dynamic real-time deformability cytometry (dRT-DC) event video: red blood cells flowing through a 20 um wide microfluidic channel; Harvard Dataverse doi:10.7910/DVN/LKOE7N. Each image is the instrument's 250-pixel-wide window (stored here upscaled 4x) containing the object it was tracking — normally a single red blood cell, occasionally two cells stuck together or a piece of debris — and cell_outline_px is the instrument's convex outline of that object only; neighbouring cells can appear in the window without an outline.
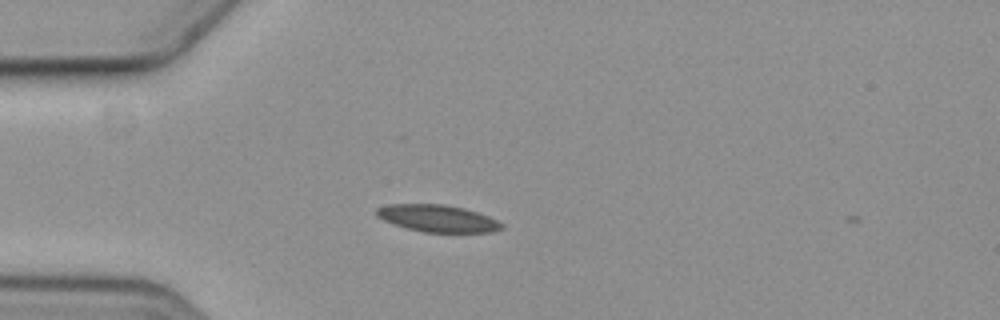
{"species": "common noctule bat (a hibernating species)", "species_latin": "Nyctalus noctula", "temperature_condition": "cold", "stored_images_in_passage": 2, "camera_frame_rate_fps": 3000, "um_per_image_px": 0.085, "animal": {"sex": "female", "body_mass_g": 19.3, "forearm_length_mm": 54.1}, "frame": {"image": 1, "passage_image": 1, "time_ms": 0.0, "image_size_px": [1000, 320], "cell_outline_px": [[504, 228], [492, 232], [424, 232], [408, 228], [384, 220], [376, 216], [376, 208], [388, 204], [444, 204], [464, 208], [488, 216], [504, 224]], "centroid_in_image_um": [37.21, 18.56], "position_along_channel_um": 47.8, "area_um2": 19.59}}